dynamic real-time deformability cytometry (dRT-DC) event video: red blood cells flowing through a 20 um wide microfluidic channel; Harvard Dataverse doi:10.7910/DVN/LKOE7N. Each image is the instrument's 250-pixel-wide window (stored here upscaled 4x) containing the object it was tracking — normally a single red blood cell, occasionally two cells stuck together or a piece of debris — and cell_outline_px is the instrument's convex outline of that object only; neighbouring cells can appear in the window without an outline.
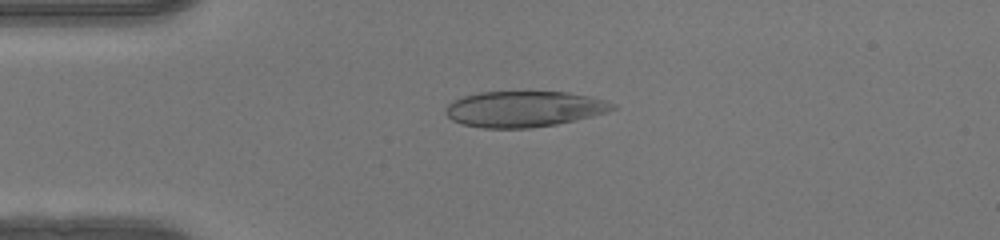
{"species": "human", "species_latin": "Homo sapiens", "temperature_condition": "warm", "stored_images_in_passage": 40, "camera_frame_rate_fps": 3000, "um_per_image_px": 0.085, "donor": {"sex": "female"}, "frame": {"image": 1, "passage_image": 3, "time_ms": 0.667, "image_size_px": [1000, 240], "cell_outline_px": [[616, 108], [608, 112], [576, 120], [556, 124], [528, 128], [480, 128], [460, 124], [452, 120], [444, 112], [444, 108], [452, 100], [464, 96], [480, 92], [568, 92], [608, 100], [616, 104]], "centroid_in_image_um": [44.53, 9.27], "position_along_channel_um": 40.5, "area_um2": 35.14}}
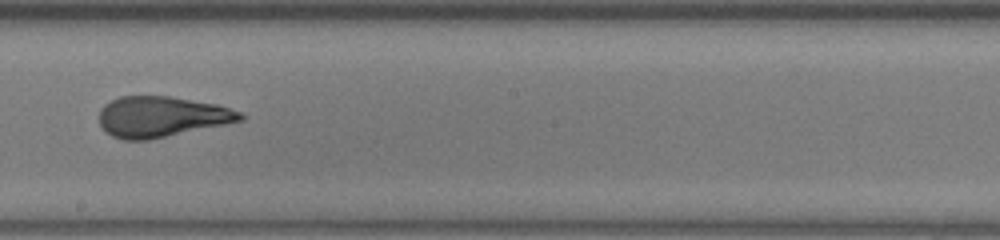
{"frame": {"image": 2, "passage_image": 19, "time_ms": 6.0, "image_size_px": [1000, 240], "cell_outline_px": [[244, 120], [148, 140], [124, 140], [112, 136], [104, 132], [100, 124], [100, 108], [104, 104], [120, 96], [168, 96], [216, 104], [240, 112], [244, 116]], "centroid_in_image_um": [13.68, 9.92], "position_along_channel_um": 234.5, "area_um2": 33.23}}
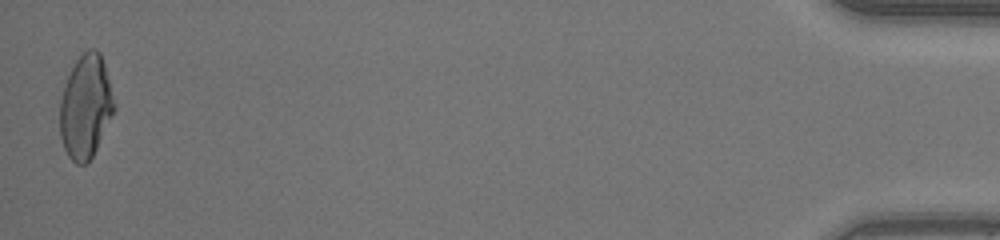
{"frame": {"image": 3, "passage_image": 40, "time_ms": 13.0, "image_size_px": [1000, 240], "cell_outline_px": [[116, 108], [92, 156], [84, 164], [76, 164], [68, 156], [64, 148], [60, 136], [60, 100], [64, 84], [76, 60], [88, 48], [96, 48], [100, 52], [104, 64], [116, 104]], "centroid_in_image_um": [7.28, 9.05], "position_along_channel_um": 427.9, "area_um2": 32.6}}